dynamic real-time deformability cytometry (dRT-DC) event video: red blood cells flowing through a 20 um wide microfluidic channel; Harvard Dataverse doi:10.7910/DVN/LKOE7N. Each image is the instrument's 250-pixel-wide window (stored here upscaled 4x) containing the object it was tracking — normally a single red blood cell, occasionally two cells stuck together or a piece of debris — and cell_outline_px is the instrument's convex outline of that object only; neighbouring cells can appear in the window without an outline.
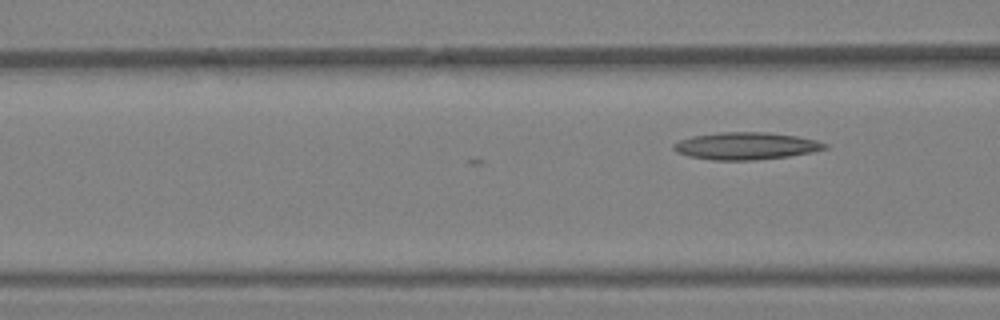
{"species": "Egyptian fruit bat (a non-hibernating species)", "species_latin": "Rousettus aegyptiacus", "temperature_condition": "warm", "stored_images_in_passage": 9, "camera_frame_rate_fps": 3000, "um_per_image_px": 0.085, "animal": {"sex": "female"}, "frame": {"image": 1, "passage_image": 9, "time_ms": 2.667, "image_size_px": [1000, 320], "cell_outline_px": [[828, 148], [812, 152], [788, 156], [756, 160], [712, 160], [688, 156], [676, 152], [672, 148], [672, 144], [680, 140], [692, 136], [720, 132], [764, 132], [796, 136], [816, 140], [828, 144]], "centroid_in_image_um": [63.38, 12.41], "position_along_channel_um": 103.2, "area_um2": 24.04}}